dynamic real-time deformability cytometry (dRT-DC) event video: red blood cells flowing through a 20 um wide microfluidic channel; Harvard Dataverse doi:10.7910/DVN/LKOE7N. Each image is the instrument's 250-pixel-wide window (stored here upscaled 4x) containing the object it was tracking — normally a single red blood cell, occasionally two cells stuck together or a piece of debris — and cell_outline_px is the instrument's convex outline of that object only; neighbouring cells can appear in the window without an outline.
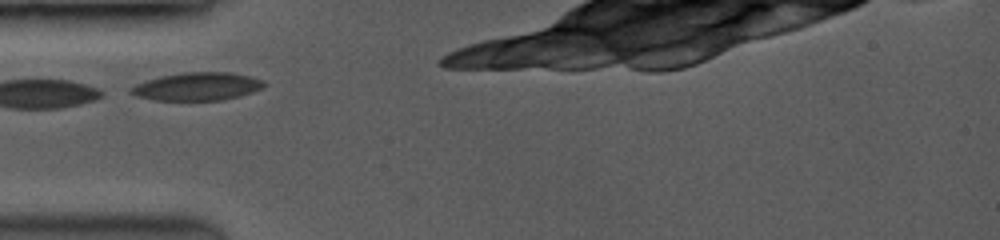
{"species": "common noctule bat (a hibernating species)", "species_latin": "Nyctalus noctula", "temperature_condition": "room temperature", "stored_images_in_passage": 4, "camera_frame_rate_fps": 3500, "um_per_image_px": 0.085, "animal": {"sex": "female", "body_mass_g": 19.0, "forearm_length_mm": 53.3}, "frame": {"image": 1, "passage_image": 2, "time_ms": 0.857, "image_size_px": [1000, 240], "cell_outline_px": [[264, 84], [260, 88], [252, 92], [220, 100], [156, 100], [140, 96], [132, 92], [132, 88], [136, 84], [160, 76], [184, 72], [232, 72], [248, 76], [260, 80]], "centroid_in_image_um": [16.77, 7.34], "position_along_channel_um": 68.2, "area_um2": 21.04}}
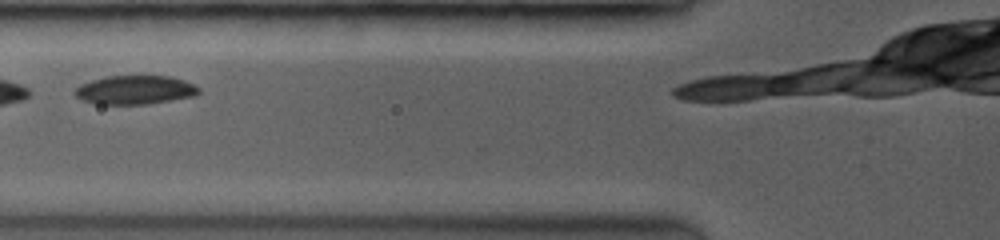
{"frame": {"image": 2, "passage_image": 3, "time_ms": 2.0, "image_size_px": [1000, 240], "cell_outline_px": [[200, 92], [192, 96], [144, 104], [100, 104], [84, 100], [76, 96], [76, 88], [80, 84], [92, 80], [108, 76], [168, 76], [184, 80], [200, 88]], "centroid_in_image_um": [11.47, 7.63], "position_along_channel_um": 114.3, "area_um2": 20.35}}